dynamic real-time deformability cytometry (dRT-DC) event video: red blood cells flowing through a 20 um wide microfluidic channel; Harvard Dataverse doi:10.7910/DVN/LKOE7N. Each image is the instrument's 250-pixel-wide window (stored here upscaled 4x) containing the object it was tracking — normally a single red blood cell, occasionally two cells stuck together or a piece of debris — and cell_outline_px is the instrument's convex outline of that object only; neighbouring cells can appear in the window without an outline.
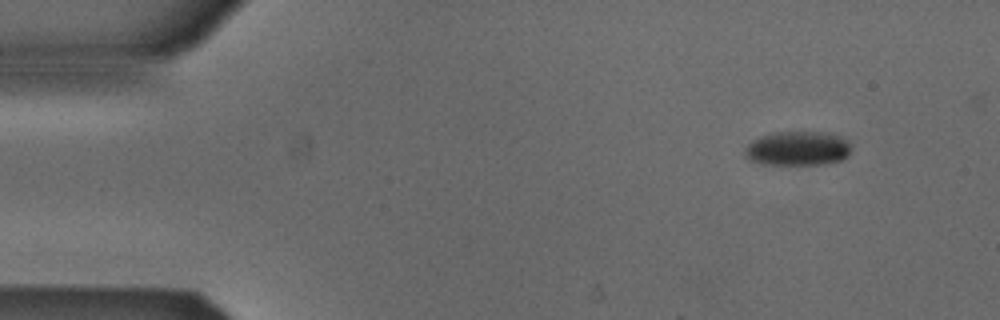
{"species": "Egyptian fruit bat (a non-hibernating species)", "species_latin": "Rousettus aegyptiacus", "temperature_condition": "cold", "stored_images_in_passage": 6, "camera_frame_rate_fps": 3000, "um_per_image_px": 0.085, "animal": {"sex": "male"}, "frame": {"image": 1, "passage_image": 1, "time_ms": 0.0, "image_size_px": [1000, 320], "cell_outline_px": [[848, 156], [840, 160], [824, 164], [760, 164], [748, 160], [744, 156], [744, 148], [752, 140], [760, 136], [776, 132], [828, 132], [844, 140], [848, 144]], "centroid_in_image_um": [67.7, 12.63], "position_along_channel_um": 17.3, "area_um2": 21.1}}
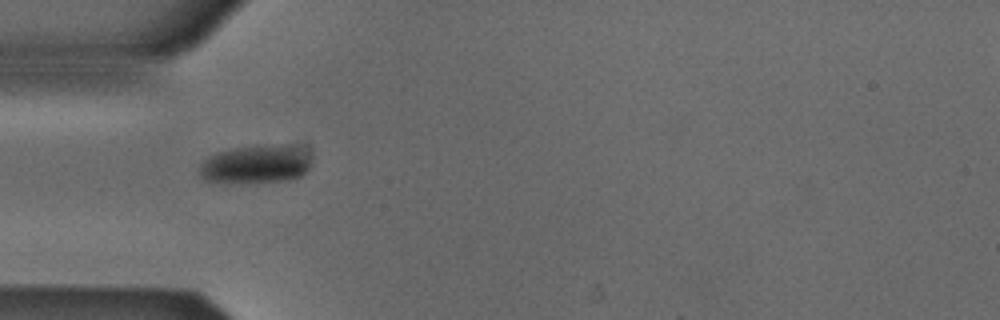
{"frame": {"image": 2, "passage_image": 4, "time_ms": 1.0, "image_size_px": [1000, 320], "cell_outline_px": [[312, 156], [308, 168], [300, 176], [288, 180], [204, 180], [200, 176], [200, 164], [204, 160], [216, 152], [232, 148], [276, 144], [296, 144], [308, 152]], "centroid_in_image_um": [21.82, 13.88], "position_along_channel_um": 63.2, "area_um2": 24.39}}
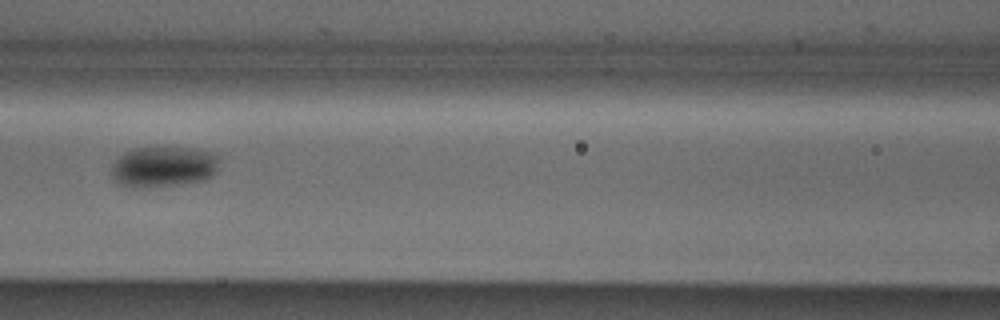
{"frame": {"image": 3, "passage_image": 6, "time_ms": 1.667, "image_size_px": [1000, 320], "cell_outline_px": [[220, 156], [216, 172], [212, 176], [204, 180], [180, 184], [148, 188], [136, 188], [116, 184], [112, 180], [112, 164], [124, 152], [132, 148], [196, 148], [212, 152]], "centroid_in_image_um": [13.89, 14.19], "position_along_channel_um": 152.7, "area_um2": 26.01}}